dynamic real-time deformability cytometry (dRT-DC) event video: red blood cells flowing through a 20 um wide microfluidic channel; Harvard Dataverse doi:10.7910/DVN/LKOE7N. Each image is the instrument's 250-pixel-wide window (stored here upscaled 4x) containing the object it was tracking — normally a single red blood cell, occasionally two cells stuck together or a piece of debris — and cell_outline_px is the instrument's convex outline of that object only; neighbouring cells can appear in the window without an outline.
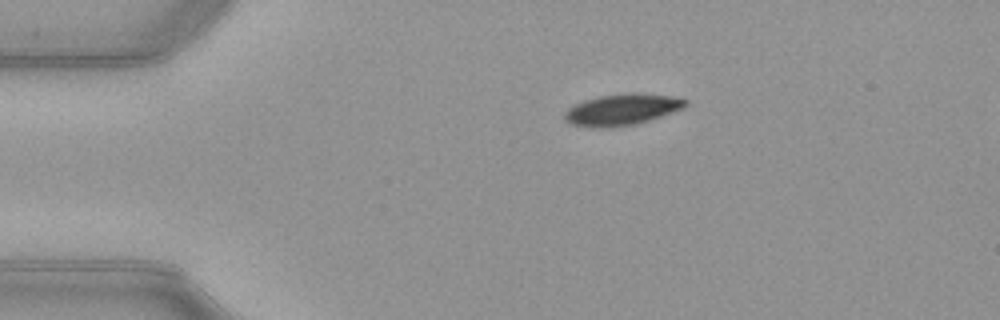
{"species": "common noctule bat (a hibernating species)", "species_latin": "Nyctalus noctula", "temperature_condition": "warm", "stored_images_in_passage": 42, "camera_frame_rate_fps": 3000, "um_per_image_px": 0.085, "animal": {"sex": "female", "body_mass_g": 21.9}, "frame": {"image": 1, "passage_image": 1, "time_ms": 0.0, "image_size_px": [1000, 320], "cell_outline_px": [[688, 104], [684, 108], [636, 124], [612, 128], [592, 128], [568, 124], [564, 120], [564, 112], [568, 108], [584, 100], [600, 96], [628, 92], [636, 92], [672, 96], [688, 100]], "centroid_in_image_um": [52.84, 9.32], "position_along_channel_um": 32.2, "area_um2": 22.37}}
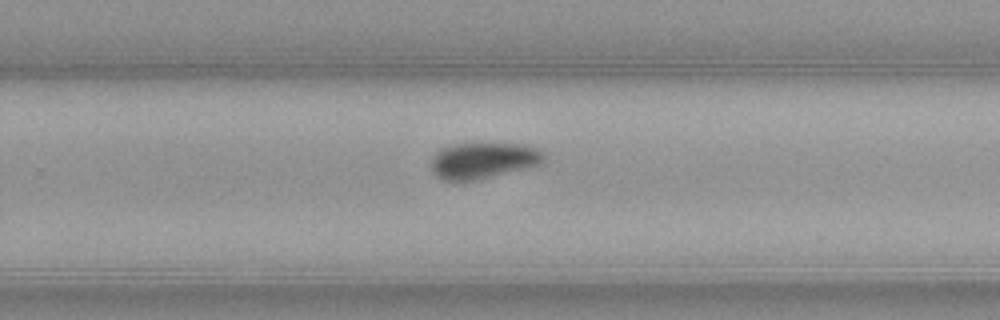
{"frame": {"image": 2, "passage_image": 24, "time_ms": 7.667, "image_size_px": [1000, 320], "cell_outline_px": [[544, 160], [540, 164], [480, 180], [440, 180], [432, 172], [428, 164], [432, 156], [440, 148], [448, 144], [528, 144], [536, 148], [544, 156]], "centroid_in_image_um": [40.98, 13.65], "position_along_channel_um": 288.8, "area_um2": 23.99}}
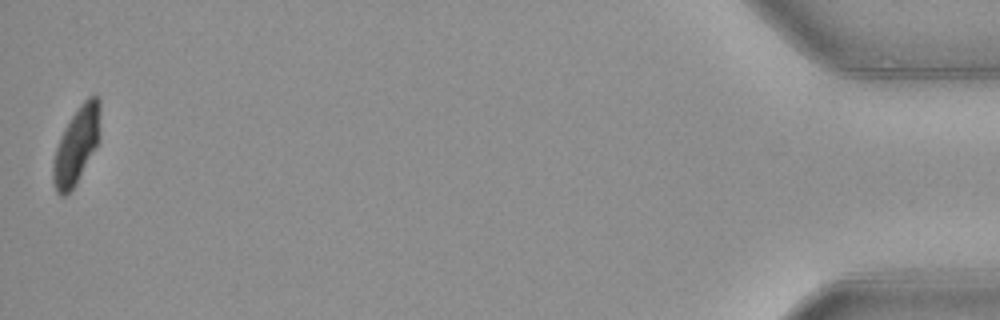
{"frame": {"image": 3, "passage_image": 42, "time_ms": 13.667, "image_size_px": [1000, 320], "cell_outline_px": [[100, 108], [96, 144], [76, 184], [64, 196], [60, 196], [56, 192], [52, 180], [52, 164], [56, 148], [60, 136], [64, 128], [80, 104], [88, 96], [96, 92], [100, 100]], "centroid_in_image_um": [6.46, 12.34], "position_along_channel_um": 428.7, "area_um2": 20.63}, "authors_computed_cell_mechanics": {"area_um2": 23.9581, "velocity_mm_per_s": 3.976, "shape_relaxation_time_tau1_ms": 3.5674, "shape_relaxation_time_tau2_ms": 2.6008, "deformation_change_tau1": 0.1477, "deformation_change_tau2": 0.0518}}